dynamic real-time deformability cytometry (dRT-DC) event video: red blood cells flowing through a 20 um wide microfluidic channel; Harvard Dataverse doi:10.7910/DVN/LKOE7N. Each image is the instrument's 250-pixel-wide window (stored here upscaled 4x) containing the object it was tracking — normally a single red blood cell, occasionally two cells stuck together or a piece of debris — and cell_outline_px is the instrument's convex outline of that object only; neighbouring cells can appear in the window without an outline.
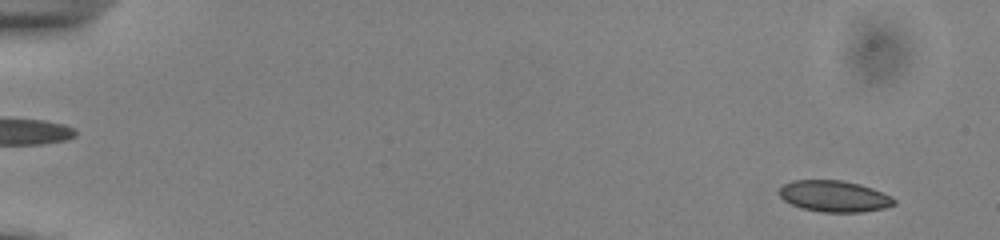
{"species": "common noctule bat (a hibernating species)", "species_latin": "Nyctalus noctula", "temperature_condition": "cold", "stored_images_in_passage": 54, "camera_frame_rate_fps": 3000, "um_per_image_px": 0.085, "animal": {"sex": "male", "body_mass_g": 13.0, "forearm_length_mm": 53.1}, "frame": {"image": 1, "passage_image": 3, "time_ms": 0.667, "image_size_px": [1000, 240], "cell_outline_px": [[896, 204], [884, 208], [860, 212], [824, 212], [804, 208], [792, 204], [784, 200], [780, 196], [780, 188], [784, 184], [792, 180], [840, 180], [860, 184], [872, 188], [892, 196], [896, 200]], "centroid_in_image_um": [70.94, 16.67], "position_along_channel_um": 14.1, "area_um2": 20.81}}
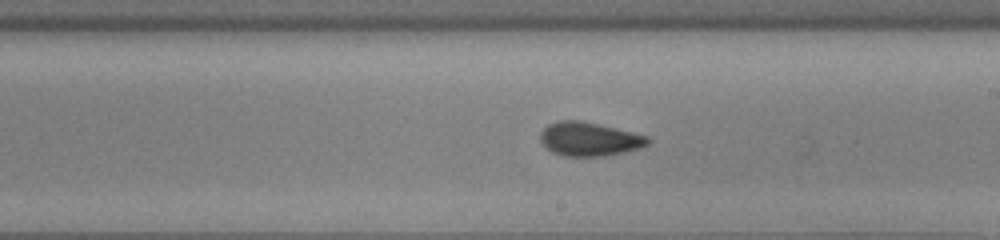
{"frame": {"image": 2, "passage_image": 32, "time_ms": 10.333, "image_size_px": [1000, 240], "cell_outline_px": [[652, 140], [648, 144], [640, 148], [604, 156], [564, 156], [552, 152], [540, 140], [540, 132], [548, 124], [560, 120], [580, 120], [600, 124], [648, 136]], "centroid_in_image_um": [50.09, 11.81], "position_along_channel_um": 238.9, "area_um2": 21.15}}
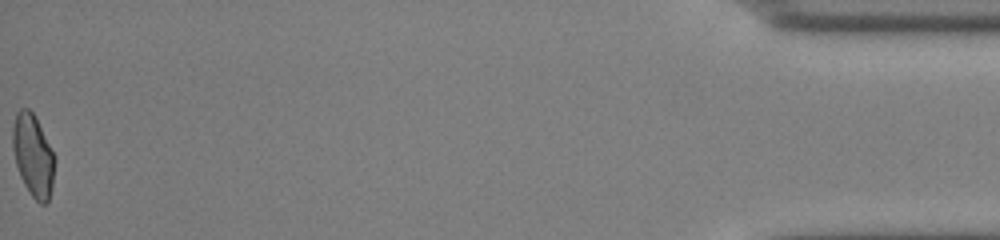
{"frame": {"image": 3, "passage_image": 54, "time_ms": 17.667, "image_size_px": [1000, 240], "cell_outline_px": [[56, 160], [52, 188], [48, 204], [40, 204], [32, 196], [24, 184], [20, 176], [16, 164], [12, 148], [12, 128], [16, 112], [20, 108], [28, 108], [36, 116]], "centroid_in_image_um": [2.81, 13.22], "position_along_channel_um": 432.4, "area_um2": 20.35}, "authors_computed_cell_mechanics": {"area_um2": 20.8658, "velocity_mm_per_s": 3.8567, "shape_relaxation_time_tau1_ms": 4.0687, "shape_relaxation_time_tau2_ms": 1.507, "deformation_change_tau1": 0.1056, "deformation_change_tau2": 0.0764}}